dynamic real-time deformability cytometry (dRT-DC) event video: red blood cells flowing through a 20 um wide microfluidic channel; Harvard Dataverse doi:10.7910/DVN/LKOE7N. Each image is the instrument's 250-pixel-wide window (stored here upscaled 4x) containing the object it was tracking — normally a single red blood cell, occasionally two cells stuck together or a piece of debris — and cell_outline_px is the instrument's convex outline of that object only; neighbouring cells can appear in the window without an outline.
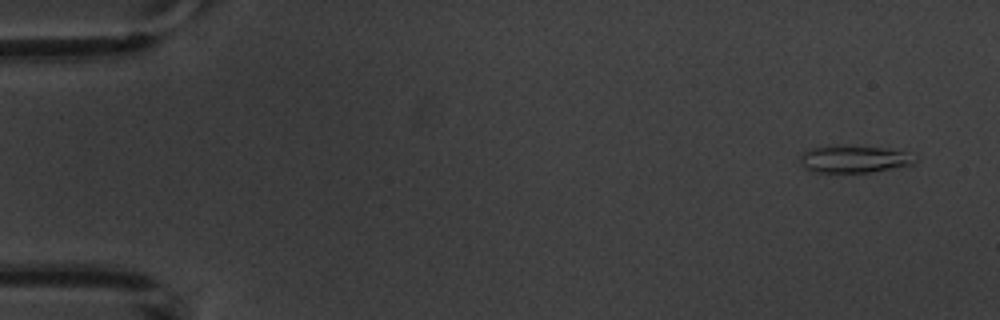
{"species": "common noctule bat (a hibernating species)", "species_latin": "Nyctalus noctula", "temperature_condition": "warm", "stored_images_in_passage": 4, "camera_frame_rate_fps": 3000, "um_per_image_px": 0.085, "animal": {"sex": "male", "body_mass_g": 20.1, "forearm_length_mm": 53.5}, "frame": {"image": 1, "passage_image": 1, "time_ms": 0.0, "image_size_px": [1000, 320], "cell_outline_px": [[920, 160], [916, 164], [872, 172], [812, 172], [804, 168], [800, 160], [800, 152], [812, 148], [836, 144], [844, 144], [888, 148], [904, 152]], "centroid_in_image_um": [72.58, 13.5], "position_along_channel_um": 12.4, "area_um2": 18.79}}
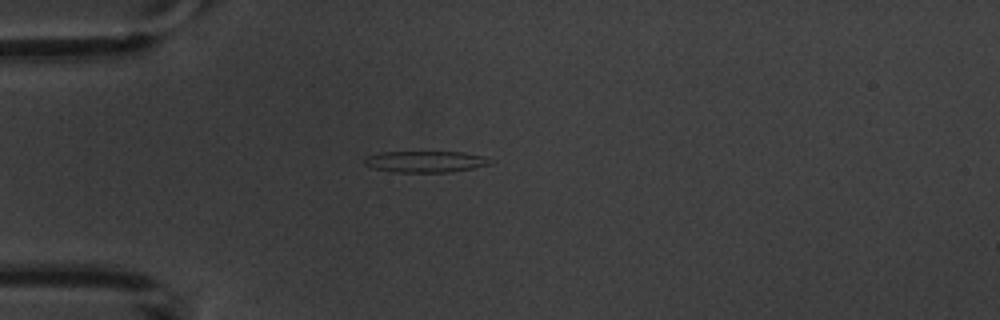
{"frame": {"image": 2, "passage_image": 4, "time_ms": 4.0, "image_size_px": [1000, 320], "cell_outline_px": [[492, 164], [472, 168], [448, 172], [392, 172], [372, 168], [364, 164], [364, 160], [368, 156], [380, 152], [464, 152], [480, 156], [488, 160]], "centroid_in_image_um": [36.09, 13.74], "position_along_channel_um": 48.9, "area_um2": 15.43}}